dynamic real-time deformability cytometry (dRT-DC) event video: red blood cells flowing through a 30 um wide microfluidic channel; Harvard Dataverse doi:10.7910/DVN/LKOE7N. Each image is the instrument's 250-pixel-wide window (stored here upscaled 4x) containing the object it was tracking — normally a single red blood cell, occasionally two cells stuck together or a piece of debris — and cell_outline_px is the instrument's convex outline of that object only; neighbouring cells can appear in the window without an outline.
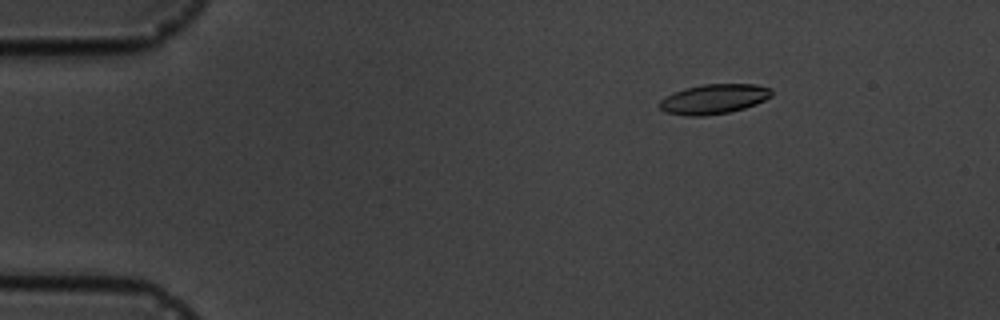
{"species": "common noctule bat (a hibernating species)", "species_latin": "Nyctalus noctula", "temperature_condition": "cold", "stored_images_in_passage": 5, "camera_frame_rate_fps": 3000, "um_per_image_px": 0.085, "animal": {"sex": "male", "body_mass_g": 19.5, "forearm_length_mm": 54.6}, "frame": {"image": 1, "passage_image": 2, "time_ms": 1.0, "image_size_px": [1000, 320], "cell_outline_px": [[772, 96], [756, 104], [744, 108], [728, 112], [704, 116], [688, 116], [664, 112], [656, 104], [660, 100], [684, 88], [704, 84], [756, 84], [772, 88]], "centroid_in_image_um": [60.68, 8.42], "position_along_channel_um": 24.3, "area_um2": 19.48}}